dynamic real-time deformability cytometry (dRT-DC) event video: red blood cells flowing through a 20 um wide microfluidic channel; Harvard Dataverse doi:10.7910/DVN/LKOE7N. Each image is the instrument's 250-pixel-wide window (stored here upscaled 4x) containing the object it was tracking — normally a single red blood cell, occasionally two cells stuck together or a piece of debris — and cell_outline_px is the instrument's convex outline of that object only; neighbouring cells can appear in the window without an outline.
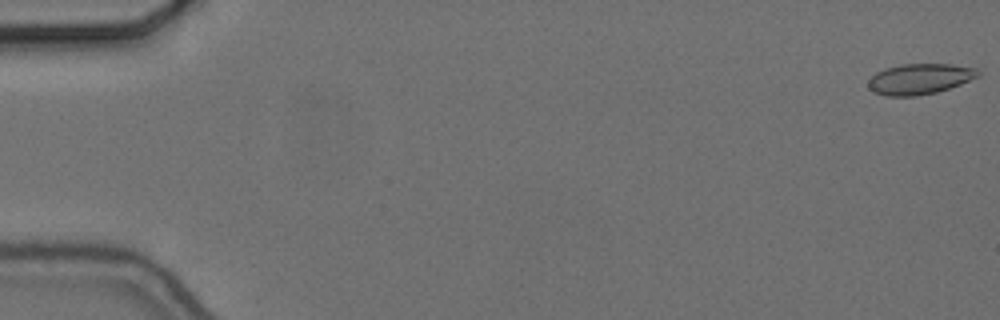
{"species": "common noctule bat (a hibernating species)", "species_latin": "Nyctalus noctula", "temperature_condition": "cold", "stored_images_in_passage": 57, "camera_frame_rate_fps": 3000, "um_per_image_px": 0.085, "animal": {"sex": "female", "body_mass_g": 24.6, "forearm_length_mm": 56.2}, "frame": {"image": 1, "passage_image": 1, "time_ms": 0.0, "image_size_px": [1000, 320], "cell_outline_px": [[980, 76], [960, 84], [936, 92], [916, 96], [888, 96], [872, 92], [868, 88], [868, 80], [876, 72], [884, 68], [900, 64], [952, 64], [976, 68], [980, 72]], "centroid_in_image_um": [78.15, 6.7], "position_along_channel_um": 6.9, "area_um2": 19.71}}
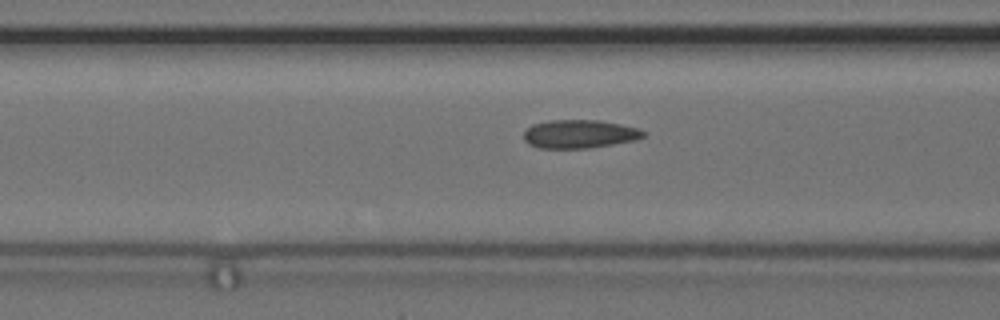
{"frame": {"image": 2, "passage_image": 23, "time_ms": 7.333, "image_size_px": [1000, 320], "cell_outline_px": [[644, 136], [636, 140], [588, 148], [536, 148], [528, 144], [524, 140], [524, 132], [532, 124], [548, 120], [600, 120], [620, 124], [636, 128], [644, 132]], "centroid_in_image_um": [49.2, 11.39], "position_along_channel_um": 117.4, "area_um2": 19.77}}
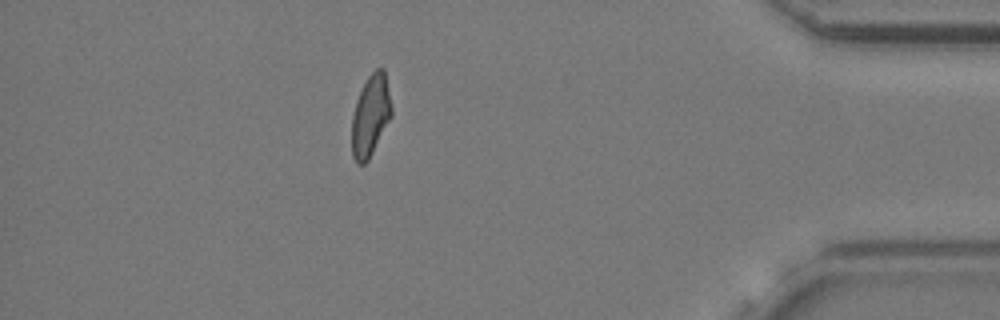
{"frame": {"image": 3, "passage_image": 50, "time_ms": 16.333, "image_size_px": [1000, 320], "cell_outline_px": [[392, 116], [368, 160], [364, 164], [356, 164], [352, 156], [352, 116], [356, 100], [368, 76], [376, 68], [384, 68], [392, 108]], "centroid_in_image_um": [31.49, 9.84], "position_along_channel_um": 403.7, "area_um2": 18.79}, "authors_computed_cell_mechanics": {"area_um2": 19.652, "velocity_mm_per_s": 3.6671, "shape_relaxation_time_tau1_ms": null, "shape_relaxation_time_tau2_ms": 2.3014, "deformation_change_tau1": null, "deformation_change_tau2": 0.0746}}